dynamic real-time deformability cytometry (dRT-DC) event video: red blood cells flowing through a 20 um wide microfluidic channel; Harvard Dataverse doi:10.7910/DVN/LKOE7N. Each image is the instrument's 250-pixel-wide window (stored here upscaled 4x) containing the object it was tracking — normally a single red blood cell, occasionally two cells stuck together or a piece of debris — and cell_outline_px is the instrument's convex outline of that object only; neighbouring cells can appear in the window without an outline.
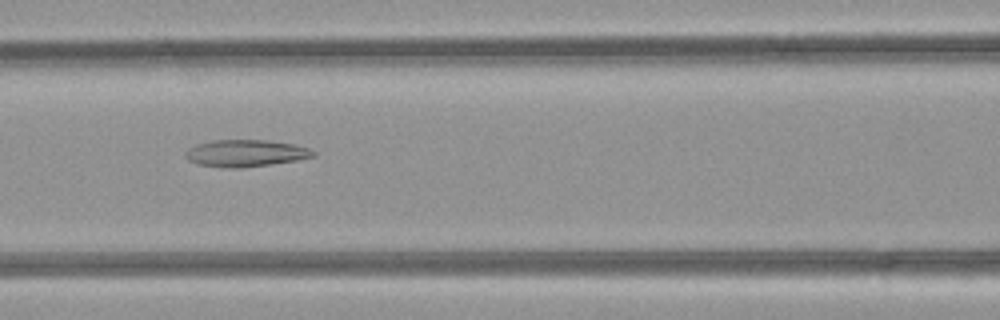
{"species": "common noctule bat (a hibernating species)", "species_latin": "Nyctalus noctula", "temperature_condition": "room temperature", "stored_images_in_passage": 32, "camera_frame_rate_fps": 3000, "um_per_image_px": 0.085, "animal": {"sex": "female", "body_mass_g": 21.9}, "frame": {"image": 1, "passage_image": 7, "time_ms": 2.0, "image_size_px": [1000, 320], "cell_outline_px": [[316, 156], [296, 160], [244, 168], [228, 168], [196, 164], [188, 160], [184, 156], [184, 152], [188, 148], [196, 144], [212, 140], [268, 140], [292, 144], [308, 148], [316, 152]], "centroid_in_image_um": [20.83, 13.02], "position_along_channel_um": 145.8, "area_um2": 20.17}}
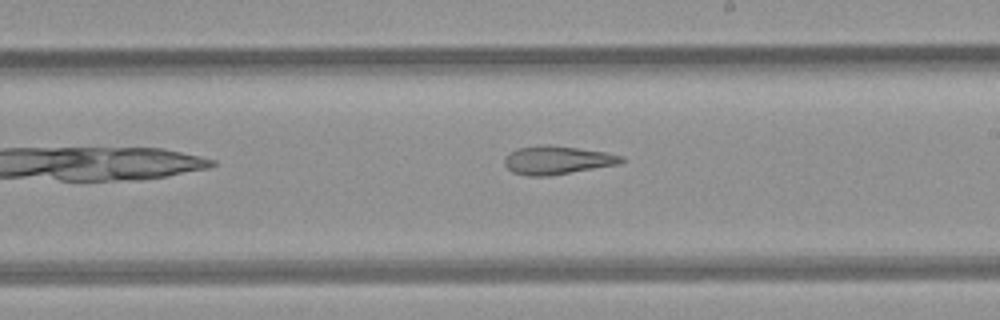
{"frame": {"image": 2, "passage_image": 14, "time_ms": 4.333, "image_size_px": [1000, 320], "cell_outline_px": [[624, 160], [620, 164], [548, 176], [528, 176], [512, 172], [504, 164], [504, 160], [516, 148], [576, 148], [604, 152], [624, 156]], "centroid_in_image_um": [47.41, 13.67], "position_along_channel_um": 241.6, "area_um2": 18.26}}
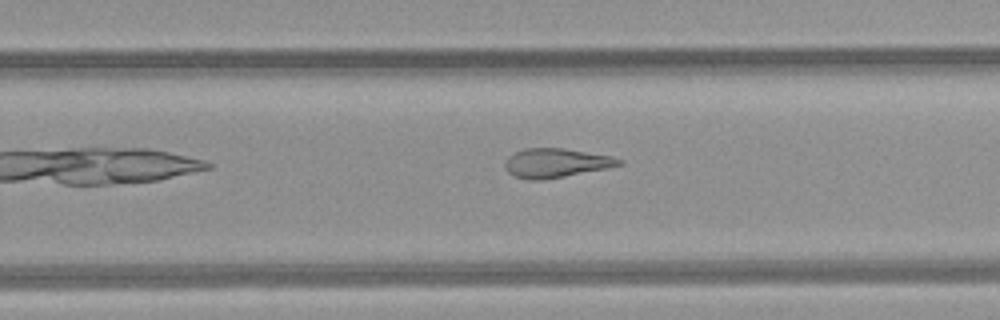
{"frame": {"image": 3, "passage_image": 17, "time_ms": 5.333, "image_size_px": [1000, 320], "cell_outline_px": [[624, 164], [608, 168], [544, 180], [528, 180], [512, 176], [504, 168], [504, 164], [508, 156], [524, 148], [564, 148], [612, 156], [624, 160]], "centroid_in_image_um": [47.25, 13.86], "position_along_channel_um": 282.5, "area_um2": 19.59}, "authors_computed_cell_mechanics": {"area_um2": 19.9988, "velocity_mm_per_s": 4.1163, "shape_relaxation_time_tau1_ms": null, "shape_relaxation_time_tau2_ms": 8.8489, "deformation_change_tau1": null, "deformation_change_tau2": 0.2462}}